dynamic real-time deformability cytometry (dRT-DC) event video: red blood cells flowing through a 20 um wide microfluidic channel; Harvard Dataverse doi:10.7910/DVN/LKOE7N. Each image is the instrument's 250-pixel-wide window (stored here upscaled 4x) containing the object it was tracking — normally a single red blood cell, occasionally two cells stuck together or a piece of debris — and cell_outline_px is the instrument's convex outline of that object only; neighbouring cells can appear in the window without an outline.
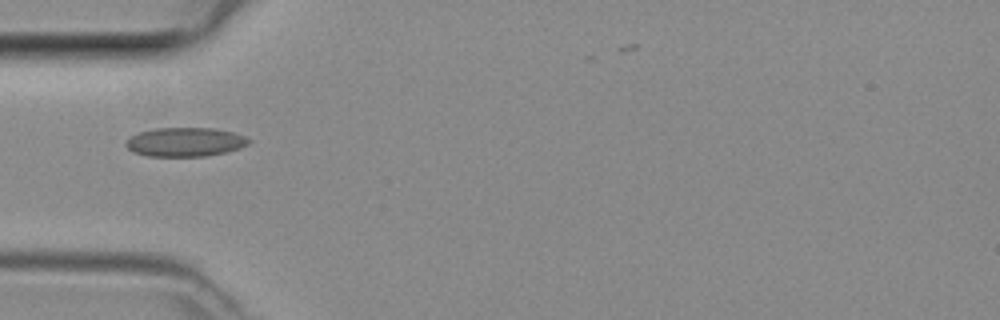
{"species": "common noctule bat (a hibernating species)", "species_latin": "Nyctalus noctula", "temperature_condition": "room temperature", "stored_images_in_passage": 25, "camera_frame_rate_fps": 3000, "um_per_image_px": 0.085, "animal": {"sex": "female", "body_mass_g": 29.2, "forearm_length_mm": 56.3}, "frame": {"image": 1, "passage_image": 1, "time_ms": 0.0, "image_size_px": [1000, 320], "cell_outline_px": [[252, 140], [248, 144], [240, 148], [224, 152], [204, 156], [148, 156], [132, 152], [124, 144], [132, 136], [140, 132], [156, 128], [216, 128], [232, 132], [244, 136]], "centroid_in_image_um": [15.74, 12.07], "position_along_channel_um": 69.3, "area_um2": 20.63}}
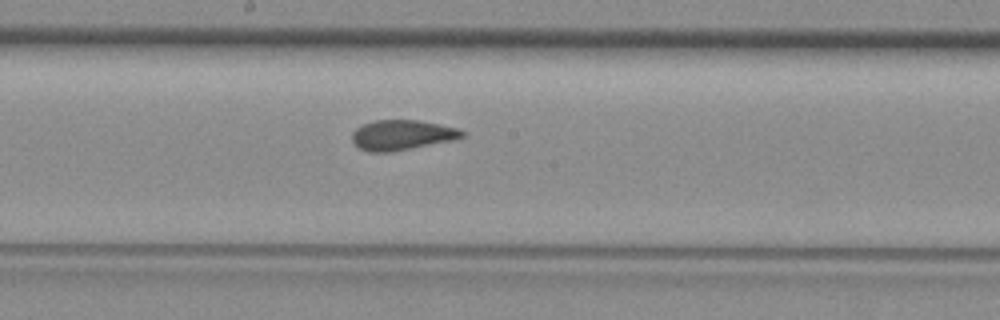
{"frame": {"image": 2, "passage_image": 11, "time_ms": 3.333, "image_size_px": [1000, 320], "cell_outline_px": [[464, 136], [456, 140], [412, 148], [388, 152], [368, 152], [360, 148], [352, 140], [352, 132], [356, 128], [364, 124], [376, 120], [420, 120], [456, 128], [464, 132]], "centroid_in_image_um": [34.17, 11.48], "position_along_channel_um": 214.0, "area_um2": 19.19}}
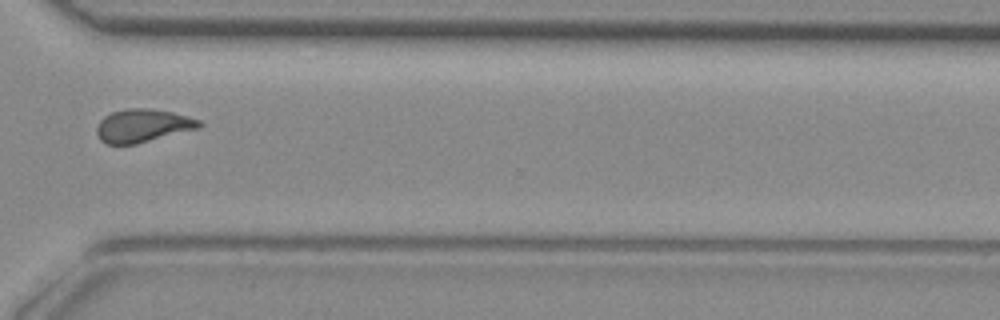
{"frame": {"image": 3, "passage_image": 21, "time_ms": 6.667, "image_size_px": [1000, 320], "cell_outline_px": [[204, 124], [200, 128], [136, 144], [108, 144], [100, 140], [96, 132], [96, 124], [104, 116], [112, 112], [128, 108], [148, 108], [172, 112], [200, 120]], "centroid_in_image_um": [12.12, 10.68], "position_along_channel_um": 358.5, "area_um2": 19.88}}